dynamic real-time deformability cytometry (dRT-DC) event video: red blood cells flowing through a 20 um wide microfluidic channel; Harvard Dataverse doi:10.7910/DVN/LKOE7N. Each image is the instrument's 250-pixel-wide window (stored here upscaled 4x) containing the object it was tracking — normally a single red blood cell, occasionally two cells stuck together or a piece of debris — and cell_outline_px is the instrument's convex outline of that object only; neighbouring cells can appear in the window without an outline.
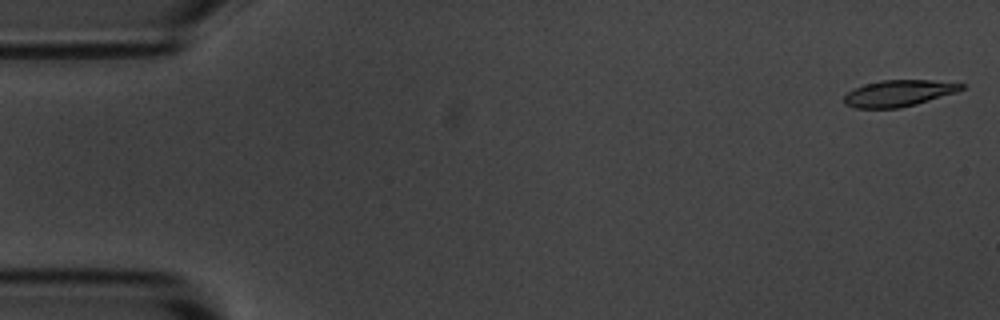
{"species": "common noctule bat (a hibernating species)", "species_latin": "Nyctalus noctula", "temperature_condition": "room temperature", "stored_images_in_passage": 5, "camera_frame_rate_fps": 3000, "um_per_image_px": 0.085, "animal": {"sex": "male", "body_mass_g": 20.1, "forearm_length_mm": 53.5}, "frame": {"image": 1, "passage_image": 1, "time_ms": 0.0, "image_size_px": [1000, 320], "cell_outline_px": [[964, 88], [956, 92], [916, 104], [900, 108], [856, 108], [844, 104], [844, 96], [848, 92], [864, 84], [880, 80], [928, 80], [964, 84]], "centroid_in_image_um": [76.35, 7.93], "position_along_channel_um": 8.6, "area_um2": 17.86}}
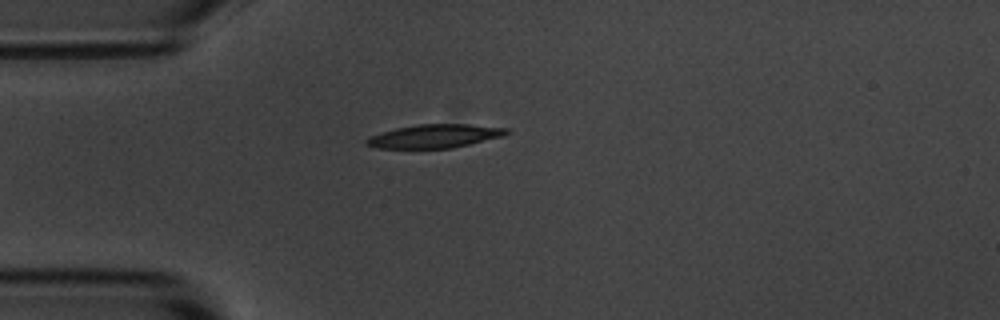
{"frame": {"image": 2, "passage_image": 4, "time_ms": 4.333, "image_size_px": [1000, 320], "cell_outline_px": [[512, 132], [504, 136], [452, 148], [376, 148], [364, 144], [364, 140], [368, 136], [396, 128], [420, 124], [468, 124], [508, 128]], "centroid_in_image_um": [36.95, 11.57], "position_along_channel_um": 48.1, "area_um2": 19.31}}